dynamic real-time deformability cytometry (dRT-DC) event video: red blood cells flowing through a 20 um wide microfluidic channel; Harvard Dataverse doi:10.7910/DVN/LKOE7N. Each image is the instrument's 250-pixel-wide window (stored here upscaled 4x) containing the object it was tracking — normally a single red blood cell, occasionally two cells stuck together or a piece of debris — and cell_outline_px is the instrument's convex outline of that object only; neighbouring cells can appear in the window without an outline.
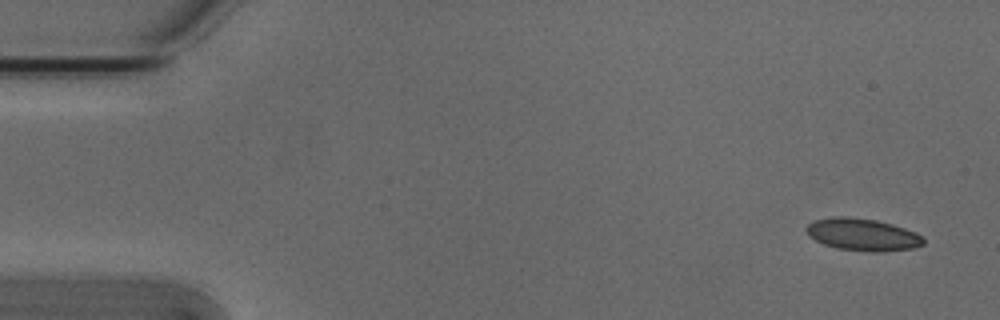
{"species": "Egyptian fruit bat (a non-hibernating species)", "species_latin": "Rousettus aegyptiacus", "temperature_condition": "cold", "stored_images_in_passage": 8, "camera_frame_rate_fps": 3000, "um_per_image_px": 0.085, "animal": {"sex": "male"}, "frame": {"image": 1, "passage_image": 1, "time_ms": 0.0, "image_size_px": [1000, 320], "cell_outline_px": [[924, 244], [912, 248], [884, 252], [872, 252], [836, 248], [824, 244], [808, 236], [804, 228], [812, 220], [832, 216], [848, 216], [876, 220], [892, 224], [916, 232], [924, 236]], "centroid_in_image_um": [73.3, 19.93], "position_along_channel_um": 11.7, "area_um2": 22.31}}
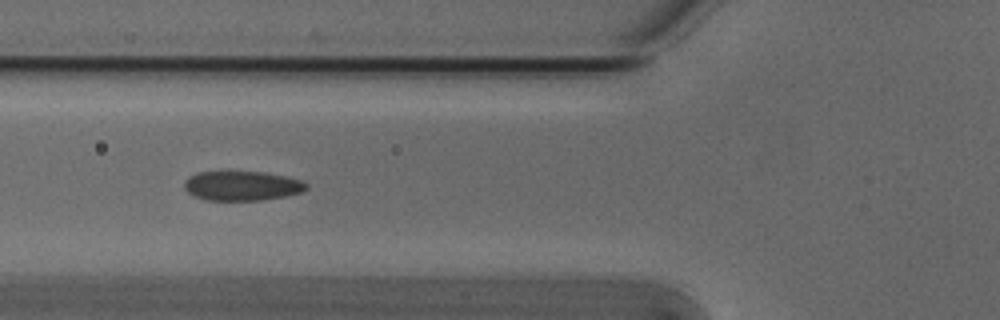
{"frame": {"image": 2, "passage_image": 6, "time_ms": 1.667, "image_size_px": [1000, 320], "cell_outline_px": [[308, 188], [304, 192], [288, 196], [260, 200], [204, 200], [188, 192], [184, 188], [184, 180], [188, 176], [196, 172], [264, 172], [304, 180], [308, 184]], "centroid_in_image_um": [20.6, 15.79], "position_along_channel_um": 105.2, "area_um2": 21.21}}
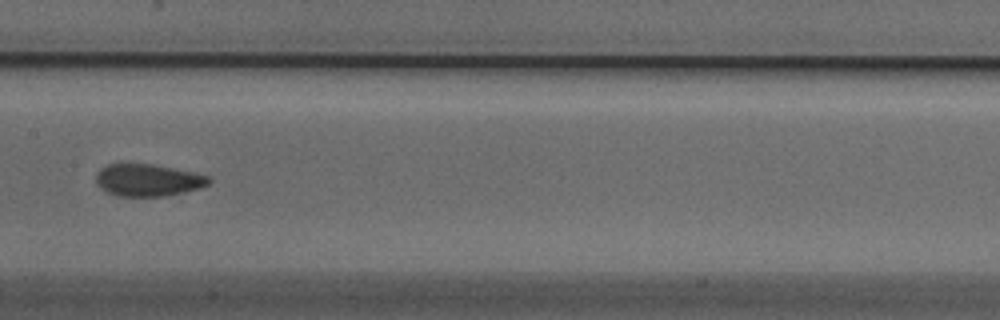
{"frame": {"image": 3, "passage_image": 8, "time_ms": 2.333, "image_size_px": [1000, 320], "cell_outline_px": [[212, 180], [208, 184], [200, 188], [164, 196], [116, 196], [108, 192], [96, 184], [96, 172], [100, 168], [108, 164], [120, 160], [152, 164], [192, 172], [208, 176]], "centroid_in_image_um": [12.49, 15.26], "position_along_channel_um": 194.9, "area_um2": 21.62}}